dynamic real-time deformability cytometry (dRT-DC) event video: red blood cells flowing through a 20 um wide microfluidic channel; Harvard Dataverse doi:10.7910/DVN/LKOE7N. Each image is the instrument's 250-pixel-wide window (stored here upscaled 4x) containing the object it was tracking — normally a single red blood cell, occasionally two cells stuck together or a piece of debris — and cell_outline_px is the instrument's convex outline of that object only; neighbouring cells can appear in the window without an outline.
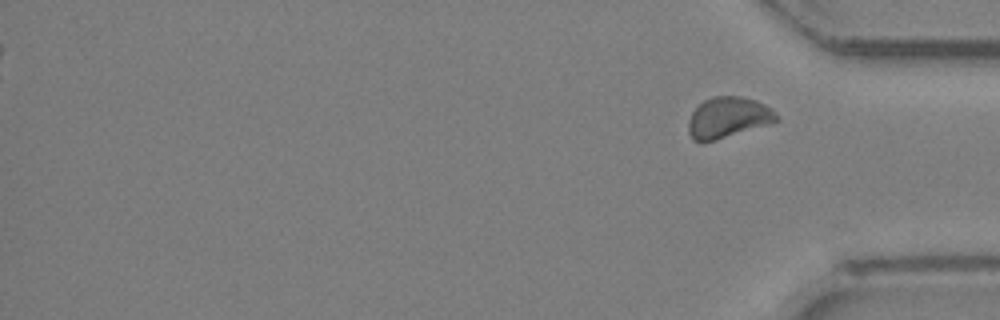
{"species": "Egyptian fruit bat (a non-hibernating species)", "species_latin": "Rousettus aegyptiacus", "temperature_condition": "room temperature", "stored_images_in_passage": 28, "segment_of_instrument_passage": [2, 2], "camera_frame_rate_fps": 3000, "um_per_image_px": 0.085, "animal": {"sex": "female"}, "frame": {"image": 1, "passage_image": 28, "time_ms": 9.0, "image_size_px": [1000, 320], "cell_outline_px": [[780, 120], [772, 124], [716, 140], [692, 140], [688, 132], [688, 120], [692, 112], [704, 100], [712, 96], [740, 96], [756, 100], [772, 108], [776, 112]], "centroid_in_image_um": [61.93, 9.98], "position_along_channel_um": 373.3, "area_um2": 21.15}}